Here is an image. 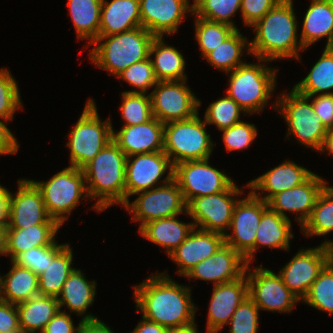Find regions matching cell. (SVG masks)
Masks as SVG:
<instances>
[{
    "label": "cell",
    "mask_w": 333,
    "mask_h": 333,
    "mask_svg": "<svg viewBox=\"0 0 333 333\" xmlns=\"http://www.w3.org/2000/svg\"><path fill=\"white\" fill-rule=\"evenodd\" d=\"M68 6L78 39L91 46L99 37L102 0H68Z\"/></svg>",
    "instance_id": "obj_35"
},
{
    "label": "cell",
    "mask_w": 333,
    "mask_h": 333,
    "mask_svg": "<svg viewBox=\"0 0 333 333\" xmlns=\"http://www.w3.org/2000/svg\"><path fill=\"white\" fill-rule=\"evenodd\" d=\"M301 230L306 236H325L333 231V186L326 184L322 189Z\"/></svg>",
    "instance_id": "obj_39"
},
{
    "label": "cell",
    "mask_w": 333,
    "mask_h": 333,
    "mask_svg": "<svg viewBox=\"0 0 333 333\" xmlns=\"http://www.w3.org/2000/svg\"><path fill=\"white\" fill-rule=\"evenodd\" d=\"M19 325L23 333L43 331L48 322L60 310L56 297L37 295L28 301L16 304Z\"/></svg>",
    "instance_id": "obj_31"
},
{
    "label": "cell",
    "mask_w": 333,
    "mask_h": 333,
    "mask_svg": "<svg viewBox=\"0 0 333 333\" xmlns=\"http://www.w3.org/2000/svg\"><path fill=\"white\" fill-rule=\"evenodd\" d=\"M22 332L15 304L0 299V333Z\"/></svg>",
    "instance_id": "obj_51"
},
{
    "label": "cell",
    "mask_w": 333,
    "mask_h": 333,
    "mask_svg": "<svg viewBox=\"0 0 333 333\" xmlns=\"http://www.w3.org/2000/svg\"><path fill=\"white\" fill-rule=\"evenodd\" d=\"M67 244H58L41 246L29 249L26 252L20 253L14 260L16 264L29 268L38 276L46 270L48 264H51L52 259L66 246Z\"/></svg>",
    "instance_id": "obj_46"
},
{
    "label": "cell",
    "mask_w": 333,
    "mask_h": 333,
    "mask_svg": "<svg viewBox=\"0 0 333 333\" xmlns=\"http://www.w3.org/2000/svg\"><path fill=\"white\" fill-rule=\"evenodd\" d=\"M185 82L186 80L158 81L150 93L154 118L165 124L187 120L198 113L201 101Z\"/></svg>",
    "instance_id": "obj_14"
},
{
    "label": "cell",
    "mask_w": 333,
    "mask_h": 333,
    "mask_svg": "<svg viewBox=\"0 0 333 333\" xmlns=\"http://www.w3.org/2000/svg\"><path fill=\"white\" fill-rule=\"evenodd\" d=\"M73 251L67 245L52 259L46 270L38 276L39 295L58 297L72 271Z\"/></svg>",
    "instance_id": "obj_36"
},
{
    "label": "cell",
    "mask_w": 333,
    "mask_h": 333,
    "mask_svg": "<svg viewBox=\"0 0 333 333\" xmlns=\"http://www.w3.org/2000/svg\"><path fill=\"white\" fill-rule=\"evenodd\" d=\"M293 8V0H281L252 26L255 37L250 42V53L261 63L282 58L299 60V50H305L301 41L297 42L298 23Z\"/></svg>",
    "instance_id": "obj_2"
},
{
    "label": "cell",
    "mask_w": 333,
    "mask_h": 333,
    "mask_svg": "<svg viewBox=\"0 0 333 333\" xmlns=\"http://www.w3.org/2000/svg\"><path fill=\"white\" fill-rule=\"evenodd\" d=\"M167 170L173 172L174 166L163 151L127 156L126 202L129 201L131 195L153 189L157 185L156 183L161 182L160 179Z\"/></svg>",
    "instance_id": "obj_18"
},
{
    "label": "cell",
    "mask_w": 333,
    "mask_h": 333,
    "mask_svg": "<svg viewBox=\"0 0 333 333\" xmlns=\"http://www.w3.org/2000/svg\"><path fill=\"white\" fill-rule=\"evenodd\" d=\"M11 264V270L1 276L0 299L16 305L39 295L38 275L13 261Z\"/></svg>",
    "instance_id": "obj_30"
},
{
    "label": "cell",
    "mask_w": 333,
    "mask_h": 333,
    "mask_svg": "<svg viewBox=\"0 0 333 333\" xmlns=\"http://www.w3.org/2000/svg\"><path fill=\"white\" fill-rule=\"evenodd\" d=\"M224 244L223 234L194 228L169 257L178 265V273L185 276L196 264L211 257Z\"/></svg>",
    "instance_id": "obj_24"
},
{
    "label": "cell",
    "mask_w": 333,
    "mask_h": 333,
    "mask_svg": "<svg viewBox=\"0 0 333 333\" xmlns=\"http://www.w3.org/2000/svg\"><path fill=\"white\" fill-rule=\"evenodd\" d=\"M277 70L261 63H245L230 71L227 96L251 114L263 111L276 86Z\"/></svg>",
    "instance_id": "obj_5"
},
{
    "label": "cell",
    "mask_w": 333,
    "mask_h": 333,
    "mask_svg": "<svg viewBox=\"0 0 333 333\" xmlns=\"http://www.w3.org/2000/svg\"><path fill=\"white\" fill-rule=\"evenodd\" d=\"M333 259V242L324 241L320 246L301 249L279 271L286 287L302 300L323 268Z\"/></svg>",
    "instance_id": "obj_12"
},
{
    "label": "cell",
    "mask_w": 333,
    "mask_h": 333,
    "mask_svg": "<svg viewBox=\"0 0 333 333\" xmlns=\"http://www.w3.org/2000/svg\"><path fill=\"white\" fill-rule=\"evenodd\" d=\"M142 27L154 36L174 34L185 18L193 15L189 0H139Z\"/></svg>",
    "instance_id": "obj_19"
},
{
    "label": "cell",
    "mask_w": 333,
    "mask_h": 333,
    "mask_svg": "<svg viewBox=\"0 0 333 333\" xmlns=\"http://www.w3.org/2000/svg\"><path fill=\"white\" fill-rule=\"evenodd\" d=\"M173 179L180 187L186 203L194 197L222 192L233 183L229 176L209 165V158L174 165Z\"/></svg>",
    "instance_id": "obj_15"
},
{
    "label": "cell",
    "mask_w": 333,
    "mask_h": 333,
    "mask_svg": "<svg viewBox=\"0 0 333 333\" xmlns=\"http://www.w3.org/2000/svg\"><path fill=\"white\" fill-rule=\"evenodd\" d=\"M245 111L229 96H225L211 103L207 108L204 121L214 124L221 131L240 122V113Z\"/></svg>",
    "instance_id": "obj_44"
},
{
    "label": "cell",
    "mask_w": 333,
    "mask_h": 333,
    "mask_svg": "<svg viewBox=\"0 0 333 333\" xmlns=\"http://www.w3.org/2000/svg\"><path fill=\"white\" fill-rule=\"evenodd\" d=\"M329 152L328 154L333 155V128H328L326 135H325V140L323 143V146L320 150V152Z\"/></svg>",
    "instance_id": "obj_58"
},
{
    "label": "cell",
    "mask_w": 333,
    "mask_h": 333,
    "mask_svg": "<svg viewBox=\"0 0 333 333\" xmlns=\"http://www.w3.org/2000/svg\"><path fill=\"white\" fill-rule=\"evenodd\" d=\"M247 265L239 252L224 244L211 257L196 264L185 277L213 281L214 285H219L241 278Z\"/></svg>",
    "instance_id": "obj_21"
},
{
    "label": "cell",
    "mask_w": 333,
    "mask_h": 333,
    "mask_svg": "<svg viewBox=\"0 0 333 333\" xmlns=\"http://www.w3.org/2000/svg\"><path fill=\"white\" fill-rule=\"evenodd\" d=\"M206 125L205 121L200 120L198 113L187 120L164 124L163 152L173 166L183 161L210 157L214 144L206 131Z\"/></svg>",
    "instance_id": "obj_7"
},
{
    "label": "cell",
    "mask_w": 333,
    "mask_h": 333,
    "mask_svg": "<svg viewBox=\"0 0 333 333\" xmlns=\"http://www.w3.org/2000/svg\"><path fill=\"white\" fill-rule=\"evenodd\" d=\"M195 26V38L199 44L203 59L236 30L230 25L209 21L200 17H195Z\"/></svg>",
    "instance_id": "obj_41"
},
{
    "label": "cell",
    "mask_w": 333,
    "mask_h": 333,
    "mask_svg": "<svg viewBox=\"0 0 333 333\" xmlns=\"http://www.w3.org/2000/svg\"><path fill=\"white\" fill-rule=\"evenodd\" d=\"M153 54L155 59L151 57ZM150 58L158 81L187 80L183 55L175 47L167 46L163 36L154 37L150 47Z\"/></svg>",
    "instance_id": "obj_32"
},
{
    "label": "cell",
    "mask_w": 333,
    "mask_h": 333,
    "mask_svg": "<svg viewBox=\"0 0 333 333\" xmlns=\"http://www.w3.org/2000/svg\"><path fill=\"white\" fill-rule=\"evenodd\" d=\"M31 181L40 190L49 216L61 226L81 197L89 198L84 173L77 167L68 166L45 182Z\"/></svg>",
    "instance_id": "obj_9"
},
{
    "label": "cell",
    "mask_w": 333,
    "mask_h": 333,
    "mask_svg": "<svg viewBox=\"0 0 333 333\" xmlns=\"http://www.w3.org/2000/svg\"><path fill=\"white\" fill-rule=\"evenodd\" d=\"M96 294V281H88L84 273L76 268L65 281L60 295L57 297L59 309L64 305L70 311L83 315L93 304Z\"/></svg>",
    "instance_id": "obj_33"
},
{
    "label": "cell",
    "mask_w": 333,
    "mask_h": 333,
    "mask_svg": "<svg viewBox=\"0 0 333 333\" xmlns=\"http://www.w3.org/2000/svg\"><path fill=\"white\" fill-rule=\"evenodd\" d=\"M249 40L236 29L227 39L224 40L218 47L211 51L204 59H206L214 68L225 71L230 74V71L238 66L245 64L242 62L241 54L246 47L247 54L250 53Z\"/></svg>",
    "instance_id": "obj_38"
},
{
    "label": "cell",
    "mask_w": 333,
    "mask_h": 333,
    "mask_svg": "<svg viewBox=\"0 0 333 333\" xmlns=\"http://www.w3.org/2000/svg\"><path fill=\"white\" fill-rule=\"evenodd\" d=\"M60 224H39L22 229H8L6 252L13 261L20 253L41 246L53 245Z\"/></svg>",
    "instance_id": "obj_29"
},
{
    "label": "cell",
    "mask_w": 333,
    "mask_h": 333,
    "mask_svg": "<svg viewBox=\"0 0 333 333\" xmlns=\"http://www.w3.org/2000/svg\"><path fill=\"white\" fill-rule=\"evenodd\" d=\"M139 0H102L99 36H109L141 27Z\"/></svg>",
    "instance_id": "obj_26"
},
{
    "label": "cell",
    "mask_w": 333,
    "mask_h": 333,
    "mask_svg": "<svg viewBox=\"0 0 333 333\" xmlns=\"http://www.w3.org/2000/svg\"><path fill=\"white\" fill-rule=\"evenodd\" d=\"M113 127L110 119L100 120L93 99H89L73 129L69 132L70 166L82 169L112 141Z\"/></svg>",
    "instance_id": "obj_6"
},
{
    "label": "cell",
    "mask_w": 333,
    "mask_h": 333,
    "mask_svg": "<svg viewBox=\"0 0 333 333\" xmlns=\"http://www.w3.org/2000/svg\"><path fill=\"white\" fill-rule=\"evenodd\" d=\"M221 131H223V142L229 152L248 148L257 136L256 126L244 121Z\"/></svg>",
    "instance_id": "obj_49"
},
{
    "label": "cell",
    "mask_w": 333,
    "mask_h": 333,
    "mask_svg": "<svg viewBox=\"0 0 333 333\" xmlns=\"http://www.w3.org/2000/svg\"><path fill=\"white\" fill-rule=\"evenodd\" d=\"M7 223H0V255H5L7 246Z\"/></svg>",
    "instance_id": "obj_59"
},
{
    "label": "cell",
    "mask_w": 333,
    "mask_h": 333,
    "mask_svg": "<svg viewBox=\"0 0 333 333\" xmlns=\"http://www.w3.org/2000/svg\"><path fill=\"white\" fill-rule=\"evenodd\" d=\"M14 195L9 193L6 221L8 229H22L39 224H59L49 216L42 194L31 179H19L18 191Z\"/></svg>",
    "instance_id": "obj_17"
},
{
    "label": "cell",
    "mask_w": 333,
    "mask_h": 333,
    "mask_svg": "<svg viewBox=\"0 0 333 333\" xmlns=\"http://www.w3.org/2000/svg\"><path fill=\"white\" fill-rule=\"evenodd\" d=\"M293 88L310 99L316 94H333V50L325 47L308 75Z\"/></svg>",
    "instance_id": "obj_37"
},
{
    "label": "cell",
    "mask_w": 333,
    "mask_h": 333,
    "mask_svg": "<svg viewBox=\"0 0 333 333\" xmlns=\"http://www.w3.org/2000/svg\"><path fill=\"white\" fill-rule=\"evenodd\" d=\"M126 161V154L112 140L82 168L89 198H98L93 207L97 212L126 203Z\"/></svg>",
    "instance_id": "obj_3"
},
{
    "label": "cell",
    "mask_w": 333,
    "mask_h": 333,
    "mask_svg": "<svg viewBox=\"0 0 333 333\" xmlns=\"http://www.w3.org/2000/svg\"><path fill=\"white\" fill-rule=\"evenodd\" d=\"M9 193V190L0 185V223L7 221Z\"/></svg>",
    "instance_id": "obj_57"
},
{
    "label": "cell",
    "mask_w": 333,
    "mask_h": 333,
    "mask_svg": "<svg viewBox=\"0 0 333 333\" xmlns=\"http://www.w3.org/2000/svg\"><path fill=\"white\" fill-rule=\"evenodd\" d=\"M136 308L142 317L167 328L194 321L197 308L191 300V289L179 285L166 273L153 274L134 287ZM196 309V310H195Z\"/></svg>",
    "instance_id": "obj_1"
},
{
    "label": "cell",
    "mask_w": 333,
    "mask_h": 333,
    "mask_svg": "<svg viewBox=\"0 0 333 333\" xmlns=\"http://www.w3.org/2000/svg\"><path fill=\"white\" fill-rule=\"evenodd\" d=\"M248 297L246 273L237 280L214 285L207 316L206 333H219L237 307Z\"/></svg>",
    "instance_id": "obj_22"
},
{
    "label": "cell",
    "mask_w": 333,
    "mask_h": 333,
    "mask_svg": "<svg viewBox=\"0 0 333 333\" xmlns=\"http://www.w3.org/2000/svg\"><path fill=\"white\" fill-rule=\"evenodd\" d=\"M78 325V333H113L110 327L91 313H86Z\"/></svg>",
    "instance_id": "obj_54"
},
{
    "label": "cell",
    "mask_w": 333,
    "mask_h": 333,
    "mask_svg": "<svg viewBox=\"0 0 333 333\" xmlns=\"http://www.w3.org/2000/svg\"><path fill=\"white\" fill-rule=\"evenodd\" d=\"M312 174L313 172L303 166L287 160L258 178L251 180L246 187L251 188L249 190L255 196L268 202L275 194L300 185ZM257 191L261 192L257 193ZM262 191H266L268 194L263 195Z\"/></svg>",
    "instance_id": "obj_25"
},
{
    "label": "cell",
    "mask_w": 333,
    "mask_h": 333,
    "mask_svg": "<svg viewBox=\"0 0 333 333\" xmlns=\"http://www.w3.org/2000/svg\"><path fill=\"white\" fill-rule=\"evenodd\" d=\"M123 102L120 106L123 126H133L151 120L153 116L150 94L138 92H122Z\"/></svg>",
    "instance_id": "obj_43"
},
{
    "label": "cell",
    "mask_w": 333,
    "mask_h": 333,
    "mask_svg": "<svg viewBox=\"0 0 333 333\" xmlns=\"http://www.w3.org/2000/svg\"><path fill=\"white\" fill-rule=\"evenodd\" d=\"M316 96L312 100L315 113L321 118L327 129L333 128V94H318Z\"/></svg>",
    "instance_id": "obj_52"
},
{
    "label": "cell",
    "mask_w": 333,
    "mask_h": 333,
    "mask_svg": "<svg viewBox=\"0 0 333 333\" xmlns=\"http://www.w3.org/2000/svg\"><path fill=\"white\" fill-rule=\"evenodd\" d=\"M327 48L330 49V50H333V37H332V39L330 41V44Z\"/></svg>",
    "instance_id": "obj_61"
},
{
    "label": "cell",
    "mask_w": 333,
    "mask_h": 333,
    "mask_svg": "<svg viewBox=\"0 0 333 333\" xmlns=\"http://www.w3.org/2000/svg\"><path fill=\"white\" fill-rule=\"evenodd\" d=\"M168 333H198L195 321L179 327L169 328Z\"/></svg>",
    "instance_id": "obj_60"
},
{
    "label": "cell",
    "mask_w": 333,
    "mask_h": 333,
    "mask_svg": "<svg viewBox=\"0 0 333 333\" xmlns=\"http://www.w3.org/2000/svg\"><path fill=\"white\" fill-rule=\"evenodd\" d=\"M305 13L301 32V43L305 49L321 38L326 37L328 47L333 37V2L312 0Z\"/></svg>",
    "instance_id": "obj_27"
},
{
    "label": "cell",
    "mask_w": 333,
    "mask_h": 333,
    "mask_svg": "<svg viewBox=\"0 0 333 333\" xmlns=\"http://www.w3.org/2000/svg\"><path fill=\"white\" fill-rule=\"evenodd\" d=\"M195 228L194 223H184L176 216L146 223L140 230L142 237L165 248L167 255L175 250Z\"/></svg>",
    "instance_id": "obj_28"
},
{
    "label": "cell",
    "mask_w": 333,
    "mask_h": 333,
    "mask_svg": "<svg viewBox=\"0 0 333 333\" xmlns=\"http://www.w3.org/2000/svg\"><path fill=\"white\" fill-rule=\"evenodd\" d=\"M268 203L255 196L251 191L248 196L235 204L230 229L232 234H225V244L239 252L248 264L254 257L255 237L262 213Z\"/></svg>",
    "instance_id": "obj_13"
},
{
    "label": "cell",
    "mask_w": 333,
    "mask_h": 333,
    "mask_svg": "<svg viewBox=\"0 0 333 333\" xmlns=\"http://www.w3.org/2000/svg\"><path fill=\"white\" fill-rule=\"evenodd\" d=\"M112 140L126 156L160 152L164 148V123L153 117L142 124L122 126L117 133L113 130Z\"/></svg>",
    "instance_id": "obj_23"
},
{
    "label": "cell",
    "mask_w": 333,
    "mask_h": 333,
    "mask_svg": "<svg viewBox=\"0 0 333 333\" xmlns=\"http://www.w3.org/2000/svg\"><path fill=\"white\" fill-rule=\"evenodd\" d=\"M168 331L169 328L142 317V320L131 333H168Z\"/></svg>",
    "instance_id": "obj_56"
},
{
    "label": "cell",
    "mask_w": 333,
    "mask_h": 333,
    "mask_svg": "<svg viewBox=\"0 0 333 333\" xmlns=\"http://www.w3.org/2000/svg\"><path fill=\"white\" fill-rule=\"evenodd\" d=\"M243 190L233 182L226 190L206 196L194 197L187 203V214L195 228L225 235L231 225L232 214Z\"/></svg>",
    "instance_id": "obj_11"
},
{
    "label": "cell",
    "mask_w": 333,
    "mask_h": 333,
    "mask_svg": "<svg viewBox=\"0 0 333 333\" xmlns=\"http://www.w3.org/2000/svg\"><path fill=\"white\" fill-rule=\"evenodd\" d=\"M19 149V144L8 129L7 124L0 120V155L14 154L17 153Z\"/></svg>",
    "instance_id": "obj_55"
},
{
    "label": "cell",
    "mask_w": 333,
    "mask_h": 333,
    "mask_svg": "<svg viewBox=\"0 0 333 333\" xmlns=\"http://www.w3.org/2000/svg\"><path fill=\"white\" fill-rule=\"evenodd\" d=\"M281 0H242L241 14L245 25L254 26Z\"/></svg>",
    "instance_id": "obj_50"
},
{
    "label": "cell",
    "mask_w": 333,
    "mask_h": 333,
    "mask_svg": "<svg viewBox=\"0 0 333 333\" xmlns=\"http://www.w3.org/2000/svg\"><path fill=\"white\" fill-rule=\"evenodd\" d=\"M276 100L273 108L279 109V113L288 124L286 138L293 134L297 141L317 151H320L327 132V127L321 118L315 113L310 98L298 93L294 88L290 93H282Z\"/></svg>",
    "instance_id": "obj_8"
},
{
    "label": "cell",
    "mask_w": 333,
    "mask_h": 333,
    "mask_svg": "<svg viewBox=\"0 0 333 333\" xmlns=\"http://www.w3.org/2000/svg\"><path fill=\"white\" fill-rule=\"evenodd\" d=\"M245 273L248 281V296L260 310L288 313L300 301L286 287L279 274L276 275L273 271L261 266L251 272L250 264L247 265Z\"/></svg>",
    "instance_id": "obj_16"
},
{
    "label": "cell",
    "mask_w": 333,
    "mask_h": 333,
    "mask_svg": "<svg viewBox=\"0 0 333 333\" xmlns=\"http://www.w3.org/2000/svg\"><path fill=\"white\" fill-rule=\"evenodd\" d=\"M259 310L249 296L245 298L228 322L230 333H257Z\"/></svg>",
    "instance_id": "obj_48"
},
{
    "label": "cell",
    "mask_w": 333,
    "mask_h": 333,
    "mask_svg": "<svg viewBox=\"0 0 333 333\" xmlns=\"http://www.w3.org/2000/svg\"><path fill=\"white\" fill-rule=\"evenodd\" d=\"M327 182L313 173L305 182L275 194L267 203L268 207L285 218H289L285 211L300 212L296 219L302 225L311 216L318 195Z\"/></svg>",
    "instance_id": "obj_20"
},
{
    "label": "cell",
    "mask_w": 333,
    "mask_h": 333,
    "mask_svg": "<svg viewBox=\"0 0 333 333\" xmlns=\"http://www.w3.org/2000/svg\"><path fill=\"white\" fill-rule=\"evenodd\" d=\"M302 301L333 315V259L319 273Z\"/></svg>",
    "instance_id": "obj_40"
},
{
    "label": "cell",
    "mask_w": 333,
    "mask_h": 333,
    "mask_svg": "<svg viewBox=\"0 0 333 333\" xmlns=\"http://www.w3.org/2000/svg\"><path fill=\"white\" fill-rule=\"evenodd\" d=\"M161 183L162 185L153 189L136 193L140 195L134 202L130 204L127 201L123 205L127 211L134 213L132 221H140L139 230L148 222L187 212V203L180 187L173 179V172H168Z\"/></svg>",
    "instance_id": "obj_10"
},
{
    "label": "cell",
    "mask_w": 333,
    "mask_h": 333,
    "mask_svg": "<svg viewBox=\"0 0 333 333\" xmlns=\"http://www.w3.org/2000/svg\"><path fill=\"white\" fill-rule=\"evenodd\" d=\"M6 68L0 69V119L8 122L22 107L18 84Z\"/></svg>",
    "instance_id": "obj_45"
},
{
    "label": "cell",
    "mask_w": 333,
    "mask_h": 333,
    "mask_svg": "<svg viewBox=\"0 0 333 333\" xmlns=\"http://www.w3.org/2000/svg\"><path fill=\"white\" fill-rule=\"evenodd\" d=\"M291 220L282 217L269 207L262 213L255 237V251L258 247L268 246L273 249L288 250L291 233Z\"/></svg>",
    "instance_id": "obj_34"
},
{
    "label": "cell",
    "mask_w": 333,
    "mask_h": 333,
    "mask_svg": "<svg viewBox=\"0 0 333 333\" xmlns=\"http://www.w3.org/2000/svg\"><path fill=\"white\" fill-rule=\"evenodd\" d=\"M154 37L142 26L118 34L99 36L92 43L96 46L89 56L98 68L117 76L130 65L150 57Z\"/></svg>",
    "instance_id": "obj_4"
},
{
    "label": "cell",
    "mask_w": 333,
    "mask_h": 333,
    "mask_svg": "<svg viewBox=\"0 0 333 333\" xmlns=\"http://www.w3.org/2000/svg\"><path fill=\"white\" fill-rule=\"evenodd\" d=\"M242 0H194L193 14L209 21L224 23L238 29L230 20L241 9Z\"/></svg>",
    "instance_id": "obj_42"
},
{
    "label": "cell",
    "mask_w": 333,
    "mask_h": 333,
    "mask_svg": "<svg viewBox=\"0 0 333 333\" xmlns=\"http://www.w3.org/2000/svg\"><path fill=\"white\" fill-rule=\"evenodd\" d=\"M117 77L125 80L138 89L126 92H138L146 94L148 88H152L158 83L150 57L130 65L121 73H119Z\"/></svg>",
    "instance_id": "obj_47"
},
{
    "label": "cell",
    "mask_w": 333,
    "mask_h": 333,
    "mask_svg": "<svg viewBox=\"0 0 333 333\" xmlns=\"http://www.w3.org/2000/svg\"><path fill=\"white\" fill-rule=\"evenodd\" d=\"M78 329L79 326L76 329L74 328L71 315L59 310L41 333H78Z\"/></svg>",
    "instance_id": "obj_53"
}]
</instances>
